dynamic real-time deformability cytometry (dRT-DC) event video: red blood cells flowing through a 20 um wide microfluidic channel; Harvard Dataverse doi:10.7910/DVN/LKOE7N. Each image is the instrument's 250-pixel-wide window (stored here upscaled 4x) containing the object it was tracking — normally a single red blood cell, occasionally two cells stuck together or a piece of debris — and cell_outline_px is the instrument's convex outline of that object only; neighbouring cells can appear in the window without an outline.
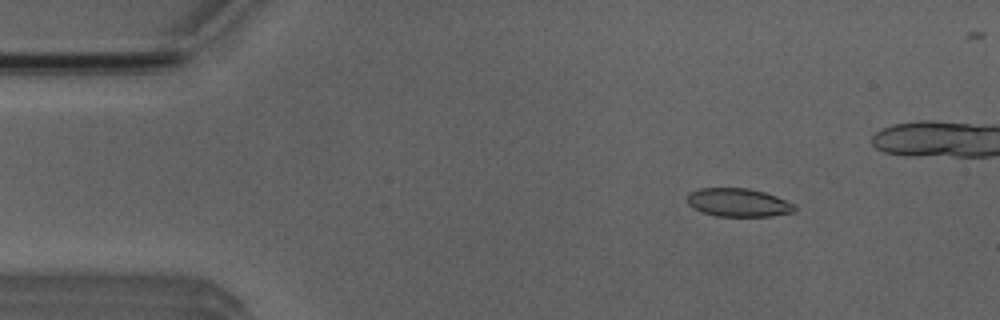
{"species": "Egyptian fruit bat (a non-hibernating species)", "species_latin": "Rousettus aegyptiacus", "temperature_condition": "room temperature", "stored_images_in_passage": 44, "camera_frame_rate_fps": 3000, "um_per_image_px": 0.085, "animal": {"sex": "male"}, "frame": {"image": 1, "passage_image": 6, "time_ms": 1.667, "image_size_px": [1000, 320], "cell_outline_px": [[796, 208], [792, 212], [772, 216], [716, 216], [700, 212], [692, 208], [688, 204], [688, 192], [700, 188], [748, 188], [764, 192], [776, 196], [792, 204]], "centroid_in_image_um": [62.69, 17.21], "position_along_channel_um": 22.3, "area_um2": 17.69}}
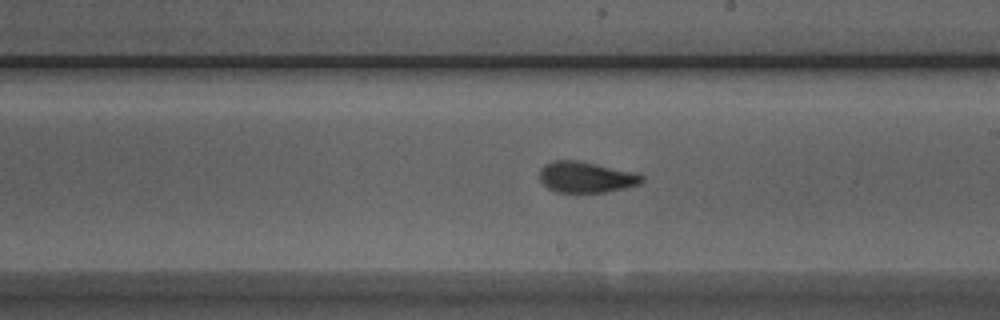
{"frame": {"image": 2, "passage_image": 28, "time_ms": 9.0, "image_size_px": [1000, 320], "cell_outline_px": [[644, 180], [640, 184], [624, 188], [604, 192], [556, 192], [548, 188], [540, 180], [540, 168], [544, 164], [552, 160], [580, 160], [636, 172], [644, 176]], "centroid_in_image_um": [49.82, 15.04], "position_along_channel_um": 239.2, "area_um2": 18.67}}
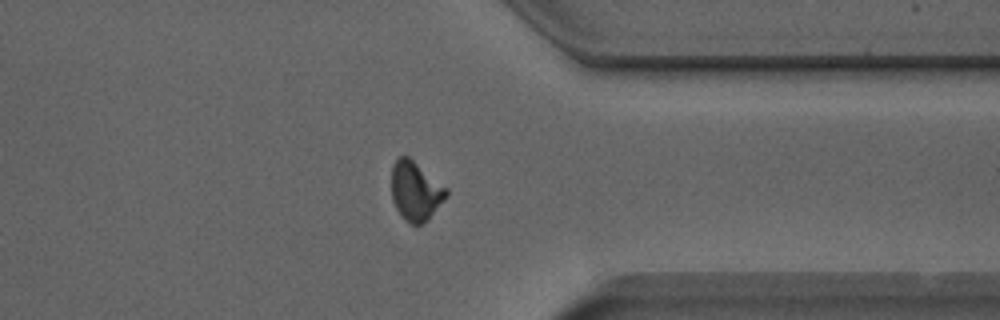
{"frame": {"image": 3, "passage_image": 39, "time_ms": 12.667, "image_size_px": [1000, 320], "cell_outline_px": [[448, 196], [428, 220], [416, 228], [404, 220], [400, 216], [392, 200], [392, 164], [400, 156], [408, 156], [448, 188]], "centroid_in_image_um": [35.33, 16.28], "position_along_channel_um": 376.1, "area_um2": 19.25}, "authors_computed_cell_mechanics": {"area_um2": 18.4093, "velocity_mm_per_s": 3.9303, "shape_relaxation_time_tau1_ms": 4.8532, "shape_relaxation_time_tau2_ms": 1.2691, "deformation_change_tau1": 0.1811, "deformation_change_tau2": 0.0803}}